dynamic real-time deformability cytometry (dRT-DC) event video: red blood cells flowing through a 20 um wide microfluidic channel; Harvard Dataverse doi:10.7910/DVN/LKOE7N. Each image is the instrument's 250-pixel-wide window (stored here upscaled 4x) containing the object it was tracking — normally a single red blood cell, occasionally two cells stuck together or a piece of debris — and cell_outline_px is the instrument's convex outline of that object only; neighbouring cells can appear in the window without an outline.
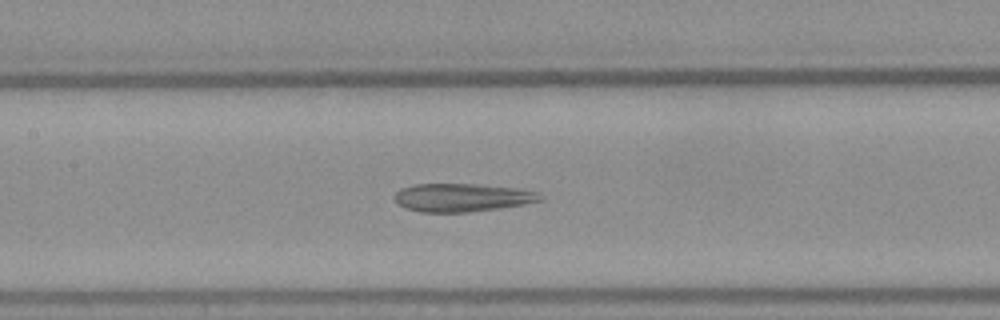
{"species": "Egyptian fruit bat (a non-hibernating species)", "species_latin": "Rousettus aegyptiacus", "temperature_condition": "warm", "stored_images_in_passage": 54, "camera_frame_rate_fps": 3000, "um_per_image_px": 0.085, "frame": {"image": 1, "passage_image": 25, "time_ms": 8.0, "image_size_px": [1000, 320], "cell_outline_px": [[544, 200], [524, 204], [500, 208], [472, 212], [420, 212], [396, 204], [392, 200], [392, 196], [400, 188], [412, 184], [472, 184], [516, 188], [540, 192], [544, 196]], "centroid_in_image_um": [39.26, 16.79], "position_along_channel_um": 168.1, "area_um2": 24.28}}
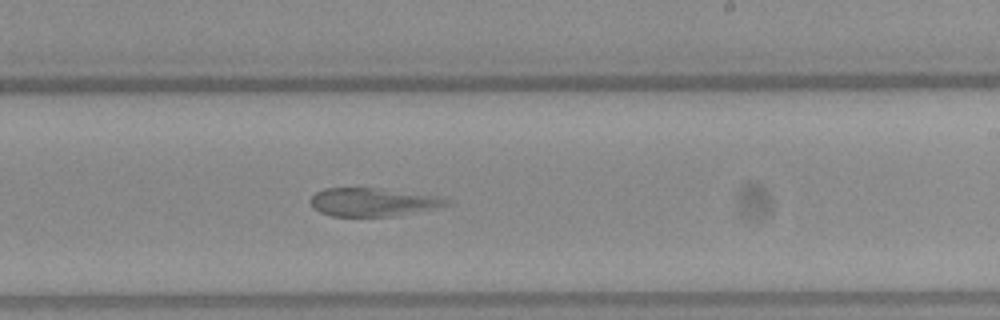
{"frame": {"image": 2, "passage_image": 32, "time_ms": 10.333, "image_size_px": [1000, 320], "cell_outline_px": [[456, 200], [452, 204], [436, 208], [392, 216], [332, 216], [320, 212], [312, 208], [308, 200], [316, 192], [324, 188], [384, 188], [444, 196]], "centroid_in_image_um": [31.79, 17.16], "position_along_channel_um": 257.2, "area_um2": 23.06}}
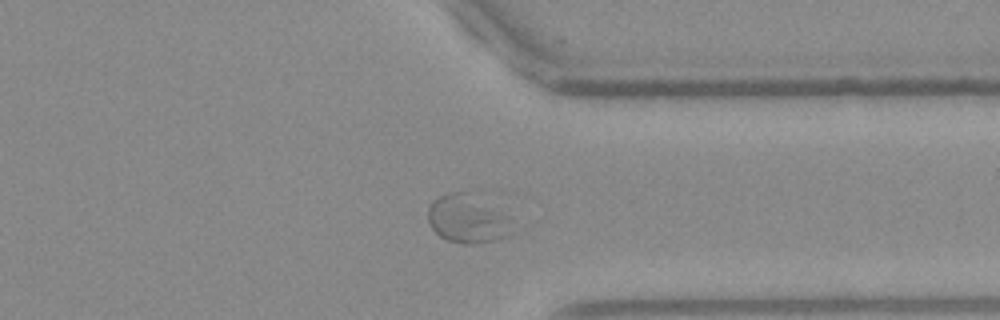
{"frame": {"image": 3, "passage_image": 41, "time_ms": 13.333, "image_size_px": [1000, 320], "cell_outline_px": [[516, 232], [508, 236], [480, 244], [460, 244], [448, 240], [440, 236], [432, 228], [428, 220], [428, 208], [432, 200], [448, 192], [476, 188], [480, 188]], "centroid_in_image_um": [39.75, 18.52], "position_along_channel_um": 371.7, "area_um2": 24.91}}